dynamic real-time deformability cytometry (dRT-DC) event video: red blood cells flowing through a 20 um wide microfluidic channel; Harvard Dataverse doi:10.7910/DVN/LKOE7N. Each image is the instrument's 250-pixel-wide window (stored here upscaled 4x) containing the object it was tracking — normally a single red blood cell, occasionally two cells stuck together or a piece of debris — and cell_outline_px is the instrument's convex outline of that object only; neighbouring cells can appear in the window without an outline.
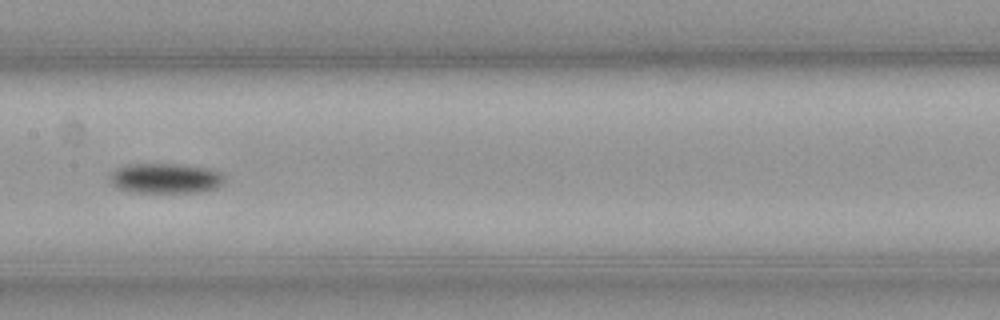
{"species": "common noctule bat (a hibernating species)", "species_latin": "Nyctalus noctula", "temperature_condition": "cold", "stored_images_in_passage": 41, "camera_frame_rate_fps": 3000, "um_per_image_px": 0.085, "animal": {"sex": "male", "body_mass_g": 23.1, "forearm_length_mm": 52.7}, "frame": {"image": 1, "passage_image": 12, "time_ms": 3.667, "image_size_px": [1000, 320], "cell_outline_px": [[224, 180], [216, 188], [200, 192], [128, 192], [116, 188], [112, 184], [108, 176], [112, 172], [128, 164], [172, 164], [204, 168], [216, 172], [224, 176]], "centroid_in_image_um": [13.99, 15.17], "position_along_channel_um": 193.4, "area_um2": 19.77}}
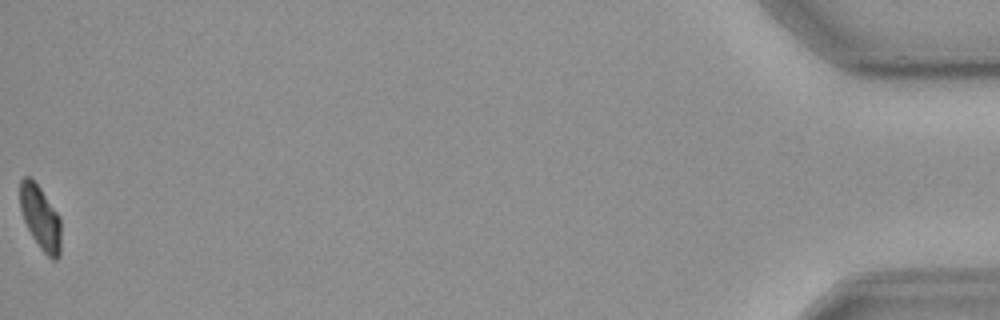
{"frame": {"image": 2, "passage_image": 41, "time_ms": 13.333, "image_size_px": [1000, 320], "cell_outline_px": [[60, 256], [56, 260], [52, 260], [40, 248], [32, 236], [24, 220], [20, 208], [20, 180], [24, 176], [28, 176], [40, 188], [56, 212], [60, 220]], "centroid_in_image_um": [3.43, 18.53], "position_along_channel_um": 431.8, "area_um2": 14.97}, "authors_computed_cell_mechanics": {"area_um2": 17.9758, "velocity_mm_per_s": 3.598, "shape_relaxation_time_tau1_ms": 2.8173, "shape_relaxation_time_tau2_ms": null, "deformation_change_tau1": 0.1028, "deformation_change_tau2": null}}